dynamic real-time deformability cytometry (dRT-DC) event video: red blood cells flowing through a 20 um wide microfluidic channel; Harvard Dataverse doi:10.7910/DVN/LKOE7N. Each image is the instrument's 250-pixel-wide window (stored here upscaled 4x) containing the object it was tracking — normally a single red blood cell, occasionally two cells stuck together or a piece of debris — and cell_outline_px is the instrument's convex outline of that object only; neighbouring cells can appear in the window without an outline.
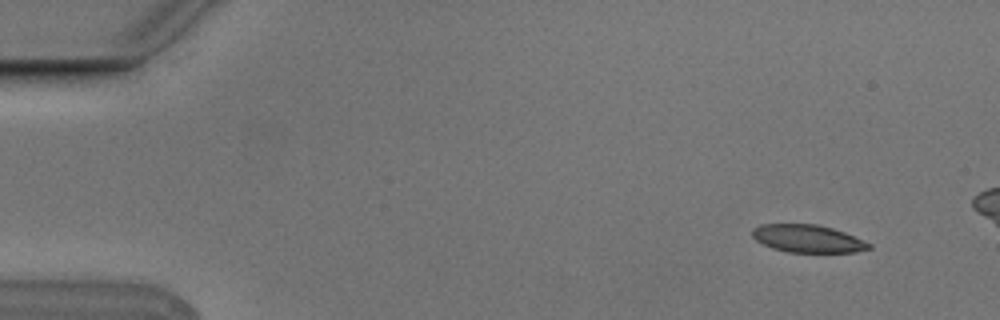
{"species": "Egyptian fruit bat (a non-hibernating species)", "species_latin": "Rousettus aegyptiacus", "temperature_condition": "cold", "stored_images_in_passage": 6, "camera_frame_rate_fps": 3000, "um_per_image_px": 0.085, "animal": {"sex": "male"}, "frame": {"image": 1, "passage_image": 2, "time_ms": 0.333, "image_size_px": [1000, 320], "cell_outline_px": [[872, 248], [856, 252], [788, 252], [772, 248], [756, 240], [752, 236], [752, 228], [760, 224], [816, 224], [832, 228], [844, 232], [872, 244]], "centroid_in_image_um": [68.65, 20.28], "position_along_channel_um": 16.4, "area_um2": 18.79}}